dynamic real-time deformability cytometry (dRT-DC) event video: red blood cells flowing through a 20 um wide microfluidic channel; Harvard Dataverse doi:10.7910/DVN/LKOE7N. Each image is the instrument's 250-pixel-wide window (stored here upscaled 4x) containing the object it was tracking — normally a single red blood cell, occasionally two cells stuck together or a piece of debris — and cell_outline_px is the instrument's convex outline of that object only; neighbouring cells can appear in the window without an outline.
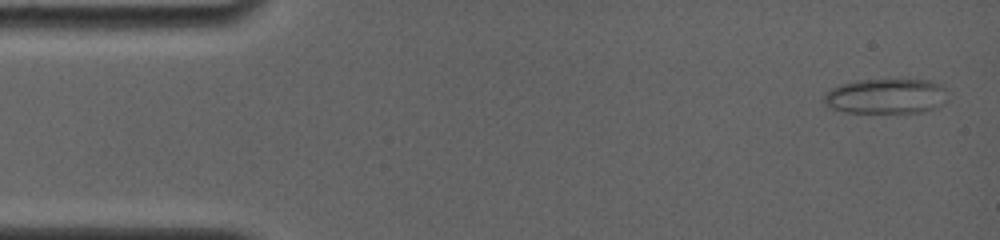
{"species": "common noctule bat (a hibernating species)", "species_latin": "Nyctalus noctula", "temperature_condition": "room temperature", "stored_images_in_passage": 9, "camera_frame_rate_fps": 4000, "um_per_image_px": 0.085, "animal": {"sex": "female", "body_mass_g": 19.0, "forearm_length_mm": 56.7}, "frame": {"image": 1, "passage_image": 1, "time_ms": 0.0, "image_size_px": [1000, 240], "cell_outline_px": [[948, 100], [936, 108], [920, 112], [844, 112], [832, 108], [824, 104], [824, 92], [840, 84], [860, 80], [928, 80], [940, 84], [944, 88]], "centroid_in_image_um": [75.31, 8.18], "position_along_channel_um": 9.7, "area_um2": 25.26}}
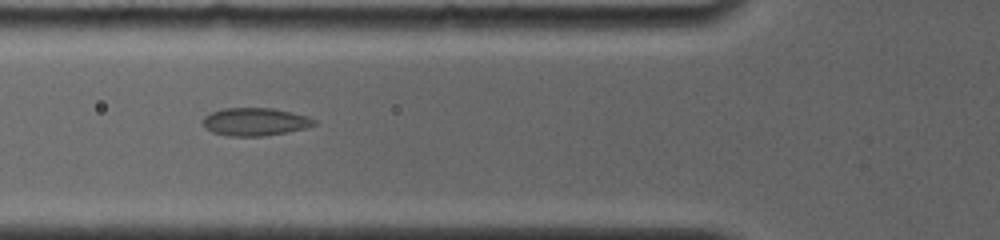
{"frame": {"image": 2, "passage_image": 7, "time_ms": 5.25, "image_size_px": [1000, 240], "cell_outline_px": [[316, 124], [304, 128], [288, 132], [264, 136], [228, 136], [212, 132], [204, 128], [204, 116], [212, 112], [224, 108], [272, 108], [308, 116], [316, 120]], "centroid_in_image_um": [21.68, 10.35], "position_along_channel_um": 104.1, "area_um2": 18.03}}
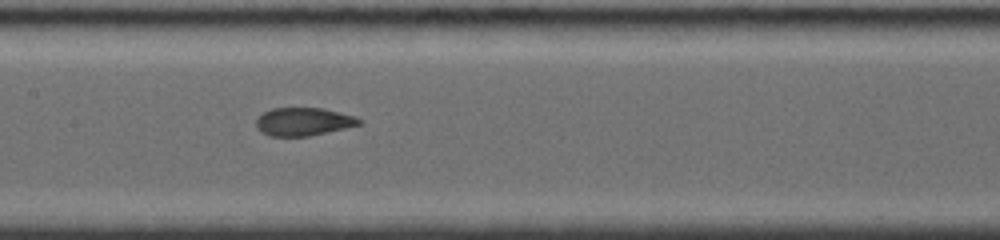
{"frame": {"image": 3, "passage_image": 9, "time_ms": 7.25, "image_size_px": [1000, 240], "cell_outline_px": [[360, 124], [344, 128], [308, 136], [268, 136], [260, 132], [256, 124], [256, 120], [264, 112], [272, 108], [324, 108], [356, 116], [360, 120]], "centroid_in_image_um": [25.77, 10.34], "position_along_channel_um": 181.6, "area_um2": 16.7}}